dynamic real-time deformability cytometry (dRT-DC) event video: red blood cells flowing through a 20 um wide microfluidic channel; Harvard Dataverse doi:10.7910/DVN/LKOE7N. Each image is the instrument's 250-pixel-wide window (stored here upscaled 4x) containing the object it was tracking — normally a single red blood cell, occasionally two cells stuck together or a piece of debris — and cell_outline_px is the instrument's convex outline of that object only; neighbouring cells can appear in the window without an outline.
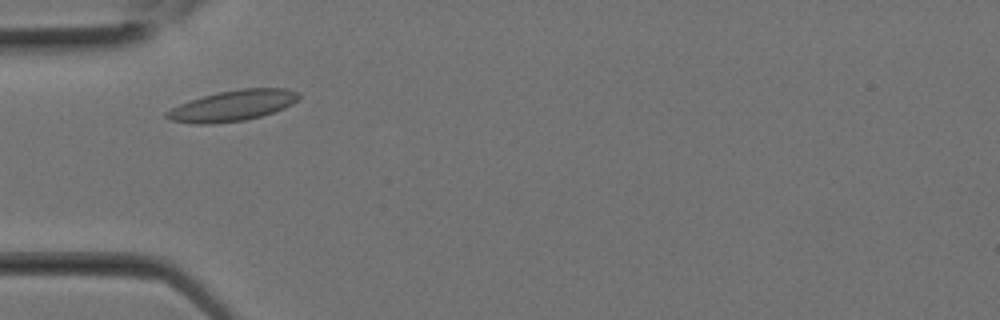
{"species": "Egyptian fruit bat (a non-hibernating species)", "species_latin": "Rousettus aegyptiacus", "temperature_condition": "room temperature", "stored_images_in_passage": 1, "camera_frame_rate_fps": 3000, "um_per_image_px": 0.085, "animal": {"sex": "female"}, "frame": {"image": 1, "passage_image": 1, "time_ms": 0.0, "image_size_px": [1000, 320], "cell_outline_px": [[300, 96], [292, 104], [284, 108], [260, 116], [244, 120], [212, 124], [192, 124], [172, 120], [164, 116], [164, 112], [180, 104], [204, 96], [220, 92], [240, 88], [284, 88], [300, 92]], "centroid_in_image_um": [19.78, 8.98], "position_along_channel_um": 65.2, "area_um2": 23.47}}